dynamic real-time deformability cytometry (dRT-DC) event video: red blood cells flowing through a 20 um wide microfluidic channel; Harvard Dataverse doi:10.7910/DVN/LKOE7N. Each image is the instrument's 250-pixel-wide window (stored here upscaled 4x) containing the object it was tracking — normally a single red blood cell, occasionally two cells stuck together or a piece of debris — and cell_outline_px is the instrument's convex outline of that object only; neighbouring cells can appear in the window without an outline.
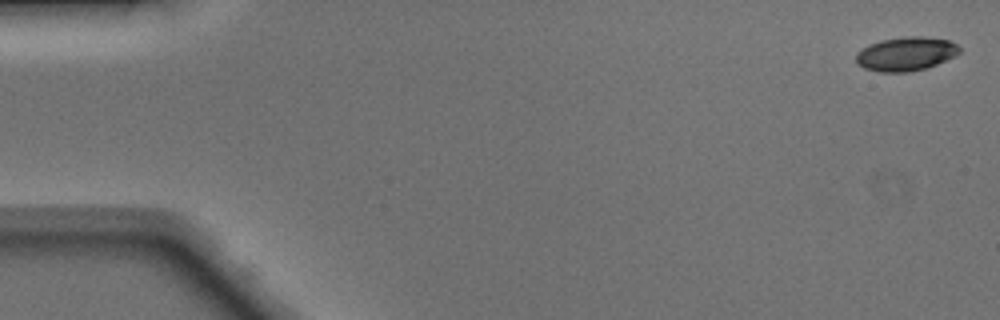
{"species": "Egyptian fruit bat (a non-hibernating species)", "species_latin": "Rousettus aegyptiacus", "temperature_condition": "warm", "stored_images_in_passage": 46, "camera_frame_rate_fps": 3000, "um_per_image_px": 0.085, "animal": {"sex": "male"}, "frame": {"image": 1, "passage_image": 1, "time_ms": 0.0, "image_size_px": [1000, 320], "cell_outline_px": [[960, 52], [956, 56], [936, 64], [924, 68], [908, 72], [880, 72], [864, 68], [856, 64], [856, 52], [868, 44], [880, 40], [904, 36], [924, 36], [948, 40], [956, 44], [960, 48]], "centroid_in_image_um": [76.97, 4.57], "position_along_channel_um": 8.0, "area_um2": 20.58}}
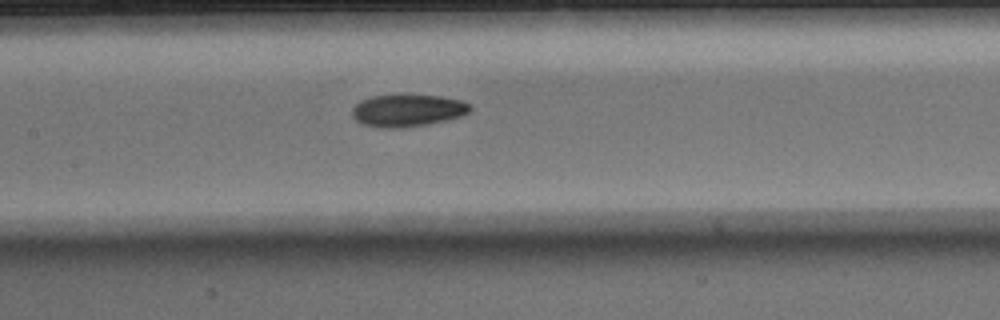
{"frame": {"image": 2, "passage_image": 23, "time_ms": 7.333, "image_size_px": [1000, 320], "cell_outline_px": [[472, 108], [468, 112], [460, 116], [428, 124], [404, 128], [380, 128], [360, 124], [352, 116], [352, 108], [360, 100], [372, 96], [440, 96], [460, 100], [468, 104]], "centroid_in_image_um": [34.58, 9.41], "position_along_channel_um": 172.8, "area_um2": 21.91}}
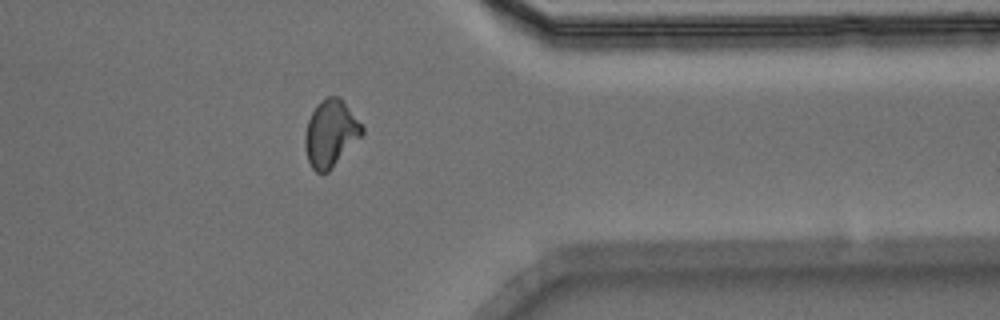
{"frame": {"image": 3, "passage_image": 39, "time_ms": 12.667, "image_size_px": [1000, 320], "cell_outline_px": [[364, 132], [328, 172], [316, 172], [312, 168], [308, 160], [304, 144], [304, 136], [308, 120], [316, 104], [320, 100], [328, 96], [340, 96], [364, 128]], "centroid_in_image_um": [28.08, 11.31], "position_along_channel_um": 383.3, "area_um2": 21.96}}